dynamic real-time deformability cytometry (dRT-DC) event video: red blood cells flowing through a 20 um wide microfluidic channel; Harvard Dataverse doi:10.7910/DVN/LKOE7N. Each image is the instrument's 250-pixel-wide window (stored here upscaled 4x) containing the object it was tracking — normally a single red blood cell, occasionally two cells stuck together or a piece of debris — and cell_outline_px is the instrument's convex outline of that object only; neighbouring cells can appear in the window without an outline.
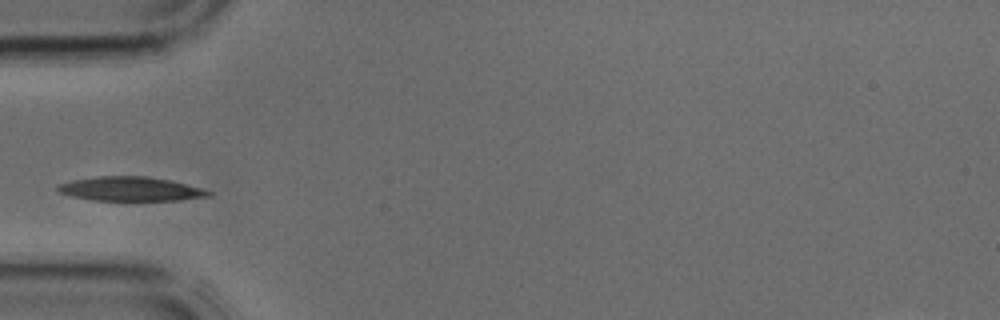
{"species": "common noctule bat (a hibernating species)", "species_latin": "Nyctalus noctula", "temperature_condition": "cold", "stored_images_in_passage": 1, "camera_frame_rate_fps": 3000, "um_per_image_px": 0.085, "animal": {"sex": "male", "body_mass_g": 17.9, "forearm_length_mm": 54.2}, "frame": {"image": 1, "passage_image": 1, "time_ms": 0.0, "image_size_px": [1000, 320], "cell_outline_px": [[212, 196], [180, 200], [92, 200], [72, 196], [60, 192], [56, 188], [60, 184], [72, 180], [96, 176], [144, 176], [168, 180], [200, 188], [212, 192]], "centroid_in_image_um": [11.08, 16.06], "position_along_channel_um": 73.9, "area_um2": 20.92}}